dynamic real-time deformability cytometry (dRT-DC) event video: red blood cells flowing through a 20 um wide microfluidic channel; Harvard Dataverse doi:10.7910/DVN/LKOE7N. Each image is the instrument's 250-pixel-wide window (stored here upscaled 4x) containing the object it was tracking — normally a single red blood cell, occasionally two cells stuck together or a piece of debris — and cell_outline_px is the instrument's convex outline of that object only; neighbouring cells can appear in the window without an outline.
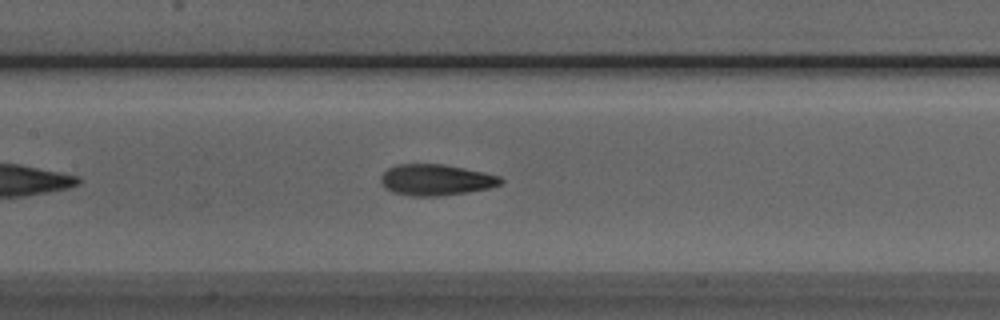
{"species": "Egyptian fruit bat (a non-hibernating species)", "species_latin": "Rousettus aegyptiacus", "temperature_condition": "room temperature", "stored_images_in_passage": 25, "camera_frame_rate_fps": 3000, "um_per_image_px": 0.085, "animal": {"sex": "male"}, "frame": {"image": 1, "passage_image": 12, "time_ms": 3.667, "image_size_px": [1000, 320], "cell_outline_px": [[504, 180], [500, 184], [488, 188], [440, 196], [408, 196], [392, 192], [384, 188], [380, 184], [380, 176], [388, 168], [396, 164], [444, 164], [484, 172], [500, 176]], "centroid_in_image_um": [37.0, 15.29], "position_along_channel_um": 170.4, "area_um2": 21.85}}
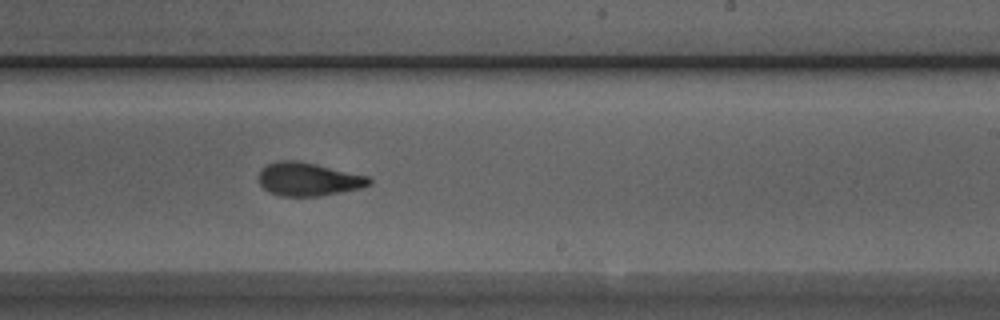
{"frame": {"image": 2, "passage_image": 19, "time_ms": 6.0, "image_size_px": [1000, 320], "cell_outline_px": [[372, 184], [360, 188], [320, 196], [280, 196], [268, 192], [260, 184], [260, 172], [268, 164], [280, 160], [300, 160], [368, 176], [372, 180]], "centroid_in_image_um": [26.23, 15.23], "position_along_channel_um": 262.8, "area_um2": 21.39}}
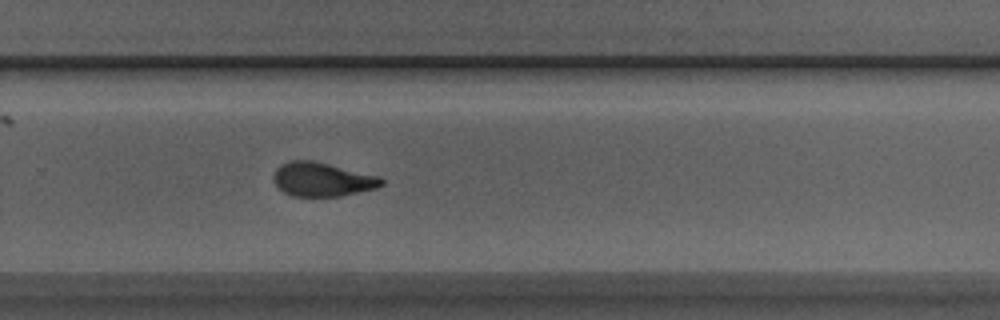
{"frame": {"image": 3, "passage_image": 22, "time_ms": 7.0, "image_size_px": [1000, 320], "cell_outline_px": [[384, 184], [376, 188], [340, 196], [292, 196], [284, 192], [276, 184], [272, 176], [276, 168], [280, 164], [288, 160], [312, 160], [380, 176], [384, 180]], "centroid_in_image_um": [27.38, 15.24], "position_along_channel_um": 302.4, "area_um2": 21.39}}